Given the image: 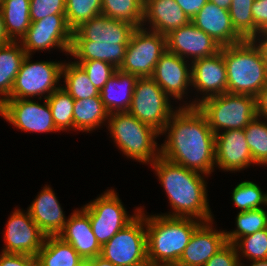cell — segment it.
Listing matches in <instances>:
<instances>
[{"label":"cell","instance_id":"cell-13","mask_svg":"<svg viewBox=\"0 0 267 266\" xmlns=\"http://www.w3.org/2000/svg\"><path fill=\"white\" fill-rule=\"evenodd\" d=\"M72 36L73 30L68 26L65 14H55L31 22L20 43L28 55H32V51L55 47L69 55Z\"/></svg>","mask_w":267,"mask_h":266},{"label":"cell","instance_id":"cell-15","mask_svg":"<svg viewBox=\"0 0 267 266\" xmlns=\"http://www.w3.org/2000/svg\"><path fill=\"white\" fill-rule=\"evenodd\" d=\"M4 237L6 246L2 252L33 256H37L46 239L28 210L24 213L20 209L14 210L9 217Z\"/></svg>","mask_w":267,"mask_h":266},{"label":"cell","instance_id":"cell-25","mask_svg":"<svg viewBox=\"0 0 267 266\" xmlns=\"http://www.w3.org/2000/svg\"><path fill=\"white\" fill-rule=\"evenodd\" d=\"M137 78L117 69L108 79L100 90V97L109 113L128 112Z\"/></svg>","mask_w":267,"mask_h":266},{"label":"cell","instance_id":"cell-29","mask_svg":"<svg viewBox=\"0 0 267 266\" xmlns=\"http://www.w3.org/2000/svg\"><path fill=\"white\" fill-rule=\"evenodd\" d=\"M109 114L100 95L74 100L73 129L88 133L109 119Z\"/></svg>","mask_w":267,"mask_h":266},{"label":"cell","instance_id":"cell-23","mask_svg":"<svg viewBox=\"0 0 267 266\" xmlns=\"http://www.w3.org/2000/svg\"><path fill=\"white\" fill-rule=\"evenodd\" d=\"M53 189L45 186L27 209L46 236H58L67 222Z\"/></svg>","mask_w":267,"mask_h":266},{"label":"cell","instance_id":"cell-37","mask_svg":"<svg viewBox=\"0 0 267 266\" xmlns=\"http://www.w3.org/2000/svg\"><path fill=\"white\" fill-rule=\"evenodd\" d=\"M232 201L242 211L262 208L267 206V193H263L256 183L243 181L232 192Z\"/></svg>","mask_w":267,"mask_h":266},{"label":"cell","instance_id":"cell-42","mask_svg":"<svg viewBox=\"0 0 267 266\" xmlns=\"http://www.w3.org/2000/svg\"><path fill=\"white\" fill-rule=\"evenodd\" d=\"M0 266H38V265L36 256L1 252Z\"/></svg>","mask_w":267,"mask_h":266},{"label":"cell","instance_id":"cell-18","mask_svg":"<svg viewBox=\"0 0 267 266\" xmlns=\"http://www.w3.org/2000/svg\"><path fill=\"white\" fill-rule=\"evenodd\" d=\"M255 164L244 129H230L215 134V165L224 171H240Z\"/></svg>","mask_w":267,"mask_h":266},{"label":"cell","instance_id":"cell-19","mask_svg":"<svg viewBox=\"0 0 267 266\" xmlns=\"http://www.w3.org/2000/svg\"><path fill=\"white\" fill-rule=\"evenodd\" d=\"M187 61L167 50L156 64L152 78L170 98L182 100L191 86V64L187 66Z\"/></svg>","mask_w":267,"mask_h":266},{"label":"cell","instance_id":"cell-33","mask_svg":"<svg viewBox=\"0 0 267 266\" xmlns=\"http://www.w3.org/2000/svg\"><path fill=\"white\" fill-rule=\"evenodd\" d=\"M235 224L237 226L236 230L225 232L228 243L234 244L239 238L267 228V211L263 208L240 211Z\"/></svg>","mask_w":267,"mask_h":266},{"label":"cell","instance_id":"cell-20","mask_svg":"<svg viewBox=\"0 0 267 266\" xmlns=\"http://www.w3.org/2000/svg\"><path fill=\"white\" fill-rule=\"evenodd\" d=\"M212 224L213 220L202 222L194 230L175 266H203L227 243L225 231L213 230Z\"/></svg>","mask_w":267,"mask_h":266},{"label":"cell","instance_id":"cell-51","mask_svg":"<svg viewBox=\"0 0 267 266\" xmlns=\"http://www.w3.org/2000/svg\"><path fill=\"white\" fill-rule=\"evenodd\" d=\"M132 266H156L154 265L153 263H151L148 259L141 262V263H138L136 265H132Z\"/></svg>","mask_w":267,"mask_h":266},{"label":"cell","instance_id":"cell-8","mask_svg":"<svg viewBox=\"0 0 267 266\" xmlns=\"http://www.w3.org/2000/svg\"><path fill=\"white\" fill-rule=\"evenodd\" d=\"M136 27L126 47L119 70L137 77H152L160 57L167 51L166 36Z\"/></svg>","mask_w":267,"mask_h":266},{"label":"cell","instance_id":"cell-7","mask_svg":"<svg viewBox=\"0 0 267 266\" xmlns=\"http://www.w3.org/2000/svg\"><path fill=\"white\" fill-rule=\"evenodd\" d=\"M214 134L220 130L244 129L256 116V97L224 93L205 99L197 106Z\"/></svg>","mask_w":267,"mask_h":266},{"label":"cell","instance_id":"cell-2","mask_svg":"<svg viewBox=\"0 0 267 266\" xmlns=\"http://www.w3.org/2000/svg\"><path fill=\"white\" fill-rule=\"evenodd\" d=\"M135 28L129 22L98 15L73 31L69 54L78 61L99 60L119 69Z\"/></svg>","mask_w":267,"mask_h":266},{"label":"cell","instance_id":"cell-30","mask_svg":"<svg viewBox=\"0 0 267 266\" xmlns=\"http://www.w3.org/2000/svg\"><path fill=\"white\" fill-rule=\"evenodd\" d=\"M63 77L65 86L62 88L67 91L74 100H82L100 95V91L90 81L87 73L75 62L63 64L62 78Z\"/></svg>","mask_w":267,"mask_h":266},{"label":"cell","instance_id":"cell-21","mask_svg":"<svg viewBox=\"0 0 267 266\" xmlns=\"http://www.w3.org/2000/svg\"><path fill=\"white\" fill-rule=\"evenodd\" d=\"M191 22L222 47L244 40L234 29L229 10L222 9L209 1L191 19Z\"/></svg>","mask_w":267,"mask_h":266},{"label":"cell","instance_id":"cell-4","mask_svg":"<svg viewBox=\"0 0 267 266\" xmlns=\"http://www.w3.org/2000/svg\"><path fill=\"white\" fill-rule=\"evenodd\" d=\"M147 259L154 265L175 266L194 230L202 223L190 217H169L144 213Z\"/></svg>","mask_w":267,"mask_h":266},{"label":"cell","instance_id":"cell-41","mask_svg":"<svg viewBox=\"0 0 267 266\" xmlns=\"http://www.w3.org/2000/svg\"><path fill=\"white\" fill-rule=\"evenodd\" d=\"M239 253L233 243H226L203 266H241Z\"/></svg>","mask_w":267,"mask_h":266},{"label":"cell","instance_id":"cell-39","mask_svg":"<svg viewBox=\"0 0 267 266\" xmlns=\"http://www.w3.org/2000/svg\"><path fill=\"white\" fill-rule=\"evenodd\" d=\"M79 64L83 70L87 73L90 81L100 91L110 77L115 74L117 70L110 63L90 60V61H74Z\"/></svg>","mask_w":267,"mask_h":266},{"label":"cell","instance_id":"cell-6","mask_svg":"<svg viewBox=\"0 0 267 266\" xmlns=\"http://www.w3.org/2000/svg\"><path fill=\"white\" fill-rule=\"evenodd\" d=\"M107 122L114 143L128 158L151 165L160 157V148L155 140L161 133L152 126L129 112L110 113Z\"/></svg>","mask_w":267,"mask_h":266},{"label":"cell","instance_id":"cell-28","mask_svg":"<svg viewBox=\"0 0 267 266\" xmlns=\"http://www.w3.org/2000/svg\"><path fill=\"white\" fill-rule=\"evenodd\" d=\"M38 266H78L83 258L59 236H46L37 256Z\"/></svg>","mask_w":267,"mask_h":266},{"label":"cell","instance_id":"cell-10","mask_svg":"<svg viewBox=\"0 0 267 266\" xmlns=\"http://www.w3.org/2000/svg\"><path fill=\"white\" fill-rule=\"evenodd\" d=\"M100 256L115 266H132L147 260V234L142 209L101 247Z\"/></svg>","mask_w":267,"mask_h":266},{"label":"cell","instance_id":"cell-11","mask_svg":"<svg viewBox=\"0 0 267 266\" xmlns=\"http://www.w3.org/2000/svg\"><path fill=\"white\" fill-rule=\"evenodd\" d=\"M169 99L152 77H138L128 112L162 133L175 112Z\"/></svg>","mask_w":267,"mask_h":266},{"label":"cell","instance_id":"cell-12","mask_svg":"<svg viewBox=\"0 0 267 266\" xmlns=\"http://www.w3.org/2000/svg\"><path fill=\"white\" fill-rule=\"evenodd\" d=\"M82 209L89 215L93 233L101 247L141 211V208H137V213L129 216L116 191L112 189L90 201Z\"/></svg>","mask_w":267,"mask_h":266},{"label":"cell","instance_id":"cell-43","mask_svg":"<svg viewBox=\"0 0 267 266\" xmlns=\"http://www.w3.org/2000/svg\"><path fill=\"white\" fill-rule=\"evenodd\" d=\"M252 17L255 24V36L267 27V0H254Z\"/></svg>","mask_w":267,"mask_h":266},{"label":"cell","instance_id":"cell-16","mask_svg":"<svg viewBox=\"0 0 267 266\" xmlns=\"http://www.w3.org/2000/svg\"><path fill=\"white\" fill-rule=\"evenodd\" d=\"M191 85L202 92V99H195L185 106H198L207 98L227 93V72L223 59V47L217 54L196 59L191 63Z\"/></svg>","mask_w":267,"mask_h":266},{"label":"cell","instance_id":"cell-45","mask_svg":"<svg viewBox=\"0 0 267 266\" xmlns=\"http://www.w3.org/2000/svg\"><path fill=\"white\" fill-rule=\"evenodd\" d=\"M257 117H262L267 121V84L256 97Z\"/></svg>","mask_w":267,"mask_h":266},{"label":"cell","instance_id":"cell-22","mask_svg":"<svg viewBox=\"0 0 267 266\" xmlns=\"http://www.w3.org/2000/svg\"><path fill=\"white\" fill-rule=\"evenodd\" d=\"M58 236L68 242L83 260H89L101 254V246L93 233L89 215L82 208L75 210L69 216Z\"/></svg>","mask_w":267,"mask_h":266},{"label":"cell","instance_id":"cell-26","mask_svg":"<svg viewBox=\"0 0 267 266\" xmlns=\"http://www.w3.org/2000/svg\"><path fill=\"white\" fill-rule=\"evenodd\" d=\"M20 41L0 45V106L9 99L11 89L27 53Z\"/></svg>","mask_w":267,"mask_h":266},{"label":"cell","instance_id":"cell-5","mask_svg":"<svg viewBox=\"0 0 267 266\" xmlns=\"http://www.w3.org/2000/svg\"><path fill=\"white\" fill-rule=\"evenodd\" d=\"M227 92L257 97L267 84V66L251 39L223 46Z\"/></svg>","mask_w":267,"mask_h":266},{"label":"cell","instance_id":"cell-35","mask_svg":"<svg viewBox=\"0 0 267 266\" xmlns=\"http://www.w3.org/2000/svg\"><path fill=\"white\" fill-rule=\"evenodd\" d=\"M102 14V0H66L65 17L74 31L83 22Z\"/></svg>","mask_w":267,"mask_h":266},{"label":"cell","instance_id":"cell-40","mask_svg":"<svg viewBox=\"0 0 267 266\" xmlns=\"http://www.w3.org/2000/svg\"><path fill=\"white\" fill-rule=\"evenodd\" d=\"M66 0H30V20L38 21L50 15L65 14Z\"/></svg>","mask_w":267,"mask_h":266},{"label":"cell","instance_id":"cell-3","mask_svg":"<svg viewBox=\"0 0 267 266\" xmlns=\"http://www.w3.org/2000/svg\"><path fill=\"white\" fill-rule=\"evenodd\" d=\"M153 169L164 188L172 214L169 217H190L202 222L213 220L207 202V190L204 175L174 164L161 156L152 164Z\"/></svg>","mask_w":267,"mask_h":266},{"label":"cell","instance_id":"cell-47","mask_svg":"<svg viewBox=\"0 0 267 266\" xmlns=\"http://www.w3.org/2000/svg\"><path fill=\"white\" fill-rule=\"evenodd\" d=\"M88 266H115L112 262L104 259L102 256H97L87 260Z\"/></svg>","mask_w":267,"mask_h":266},{"label":"cell","instance_id":"cell-9","mask_svg":"<svg viewBox=\"0 0 267 266\" xmlns=\"http://www.w3.org/2000/svg\"><path fill=\"white\" fill-rule=\"evenodd\" d=\"M31 55H26L21 68L15 77L9 99H29L34 96L41 100L43 94L48 98L55 90L62 76L64 63L53 61H30Z\"/></svg>","mask_w":267,"mask_h":266},{"label":"cell","instance_id":"cell-38","mask_svg":"<svg viewBox=\"0 0 267 266\" xmlns=\"http://www.w3.org/2000/svg\"><path fill=\"white\" fill-rule=\"evenodd\" d=\"M234 246L242 257H247L250 261L267 260V228L239 238Z\"/></svg>","mask_w":267,"mask_h":266},{"label":"cell","instance_id":"cell-24","mask_svg":"<svg viewBox=\"0 0 267 266\" xmlns=\"http://www.w3.org/2000/svg\"><path fill=\"white\" fill-rule=\"evenodd\" d=\"M150 23L149 30L164 36L185 26L191 19L184 13L175 0H144L143 25Z\"/></svg>","mask_w":267,"mask_h":266},{"label":"cell","instance_id":"cell-44","mask_svg":"<svg viewBox=\"0 0 267 266\" xmlns=\"http://www.w3.org/2000/svg\"><path fill=\"white\" fill-rule=\"evenodd\" d=\"M184 13L192 19L208 0H175Z\"/></svg>","mask_w":267,"mask_h":266},{"label":"cell","instance_id":"cell-27","mask_svg":"<svg viewBox=\"0 0 267 266\" xmlns=\"http://www.w3.org/2000/svg\"><path fill=\"white\" fill-rule=\"evenodd\" d=\"M0 10L8 38L11 41H20L31 25L30 0H2Z\"/></svg>","mask_w":267,"mask_h":266},{"label":"cell","instance_id":"cell-34","mask_svg":"<svg viewBox=\"0 0 267 266\" xmlns=\"http://www.w3.org/2000/svg\"><path fill=\"white\" fill-rule=\"evenodd\" d=\"M255 117L245 128V138L255 164L267 165V123Z\"/></svg>","mask_w":267,"mask_h":266},{"label":"cell","instance_id":"cell-53","mask_svg":"<svg viewBox=\"0 0 267 266\" xmlns=\"http://www.w3.org/2000/svg\"><path fill=\"white\" fill-rule=\"evenodd\" d=\"M78 266H88L87 260H83Z\"/></svg>","mask_w":267,"mask_h":266},{"label":"cell","instance_id":"cell-36","mask_svg":"<svg viewBox=\"0 0 267 266\" xmlns=\"http://www.w3.org/2000/svg\"><path fill=\"white\" fill-rule=\"evenodd\" d=\"M253 2L254 0H232L229 8L232 25L244 40L255 36V24L252 17Z\"/></svg>","mask_w":267,"mask_h":266},{"label":"cell","instance_id":"cell-17","mask_svg":"<svg viewBox=\"0 0 267 266\" xmlns=\"http://www.w3.org/2000/svg\"><path fill=\"white\" fill-rule=\"evenodd\" d=\"M166 45L169 52L185 60L186 57L188 59L192 57V62L196 59L211 57L220 52L222 47L192 22L167 34Z\"/></svg>","mask_w":267,"mask_h":266},{"label":"cell","instance_id":"cell-50","mask_svg":"<svg viewBox=\"0 0 267 266\" xmlns=\"http://www.w3.org/2000/svg\"><path fill=\"white\" fill-rule=\"evenodd\" d=\"M251 266H267V260H254L251 261ZM241 266H245L241 263Z\"/></svg>","mask_w":267,"mask_h":266},{"label":"cell","instance_id":"cell-31","mask_svg":"<svg viewBox=\"0 0 267 266\" xmlns=\"http://www.w3.org/2000/svg\"><path fill=\"white\" fill-rule=\"evenodd\" d=\"M102 15L141 27L144 18V0H102Z\"/></svg>","mask_w":267,"mask_h":266},{"label":"cell","instance_id":"cell-1","mask_svg":"<svg viewBox=\"0 0 267 266\" xmlns=\"http://www.w3.org/2000/svg\"><path fill=\"white\" fill-rule=\"evenodd\" d=\"M167 139L160 145V156L189 170L210 175L215 165V134L197 106L175 110L163 133Z\"/></svg>","mask_w":267,"mask_h":266},{"label":"cell","instance_id":"cell-48","mask_svg":"<svg viewBox=\"0 0 267 266\" xmlns=\"http://www.w3.org/2000/svg\"><path fill=\"white\" fill-rule=\"evenodd\" d=\"M11 40L8 38L5 27H4V19L2 12L0 10V45L10 42Z\"/></svg>","mask_w":267,"mask_h":266},{"label":"cell","instance_id":"cell-52","mask_svg":"<svg viewBox=\"0 0 267 266\" xmlns=\"http://www.w3.org/2000/svg\"><path fill=\"white\" fill-rule=\"evenodd\" d=\"M257 35H267V27Z\"/></svg>","mask_w":267,"mask_h":266},{"label":"cell","instance_id":"cell-32","mask_svg":"<svg viewBox=\"0 0 267 266\" xmlns=\"http://www.w3.org/2000/svg\"><path fill=\"white\" fill-rule=\"evenodd\" d=\"M46 99L56 128L59 131L73 129L74 99L71 95L60 87Z\"/></svg>","mask_w":267,"mask_h":266},{"label":"cell","instance_id":"cell-14","mask_svg":"<svg viewBox=\"0 0 267 266\" xmlns=\"http://www.w3.org/2000/svg\"><path fill=\"white\" fill-rule=\"evenodd\" d=\"M0 115L17 129L27 132H58L47 99L44 104L31 99H7L0 106Z\"/></svg>","mask_w":267,"mask_h":266},{"label":"cell","instance_id":"cell-49","mask_svg":"<svg viewBox=\"0 0 267 266\" xmlns=\"http://www.w3.org/2000/svg\"><path fill=\"white\" fill-rule=\"evenodd\" d=\"M208 1L225 10H229L232 2V0H208Z\"/></svg>","mask_w":267,"mask_h":266},{"label":"cell","instance_id":"cell-46","mask_svg":"<svg viewBox=\"0 0 267 266\" xmlns=\"http://www.w3.org/2000/svg\"><path fill=\"white\" fill-rule=\"evenodd\" d=\"M262 36V39L259 38ZM259 49L262 58L267 66V35H256L251 39ZM259 40V41H258Z\"/></svg>","mask_w":267,"mask_h":266}]
</instances>
